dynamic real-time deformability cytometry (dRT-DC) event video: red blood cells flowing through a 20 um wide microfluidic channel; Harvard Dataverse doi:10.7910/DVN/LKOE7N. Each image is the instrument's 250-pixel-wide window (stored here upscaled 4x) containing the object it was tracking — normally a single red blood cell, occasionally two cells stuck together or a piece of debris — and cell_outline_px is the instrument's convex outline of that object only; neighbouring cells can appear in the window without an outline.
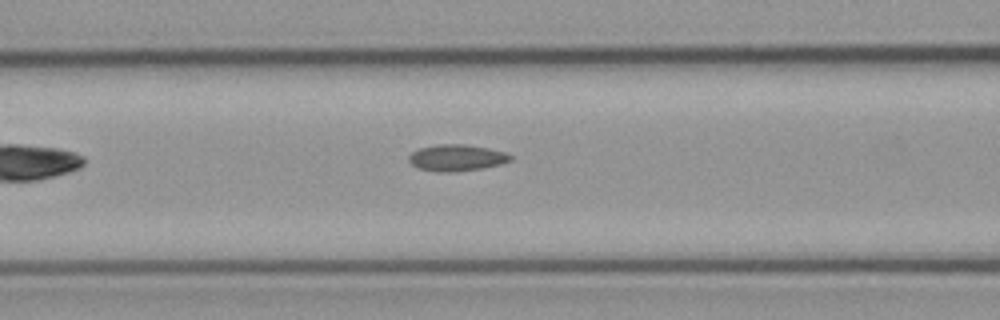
{"species": "common noctule bat (a hibernating species)", "species_latin": "Nyctalus noctula", "temperature_condition": "cold", "stored_images_in_passage": 4, "camera_frame_rate_fps": 3000, "um_per_image_px": 0.085, "animal": {"sex": "male", "body_mass_g": 23.1, "forearm_length_mm": 52.7}, "frame": {"image": 1, "passage_image": 4, "time_ms": 4.333, "image_size_px": [1000, 320], "cell_outline_px": [[512, 160], [500, 164], [484, 168], [456, 172], [436, 172], [416, 168], [408, 160], [408, 156], [412, 152], [420, 148], [440, 144], [464, 144], [488, 148], [504, 152], [512, 156]], "centroid_in_image_um": [38.8, 13.42], "position_along_channel_um": 127.8, "area_um2": 15.78}}